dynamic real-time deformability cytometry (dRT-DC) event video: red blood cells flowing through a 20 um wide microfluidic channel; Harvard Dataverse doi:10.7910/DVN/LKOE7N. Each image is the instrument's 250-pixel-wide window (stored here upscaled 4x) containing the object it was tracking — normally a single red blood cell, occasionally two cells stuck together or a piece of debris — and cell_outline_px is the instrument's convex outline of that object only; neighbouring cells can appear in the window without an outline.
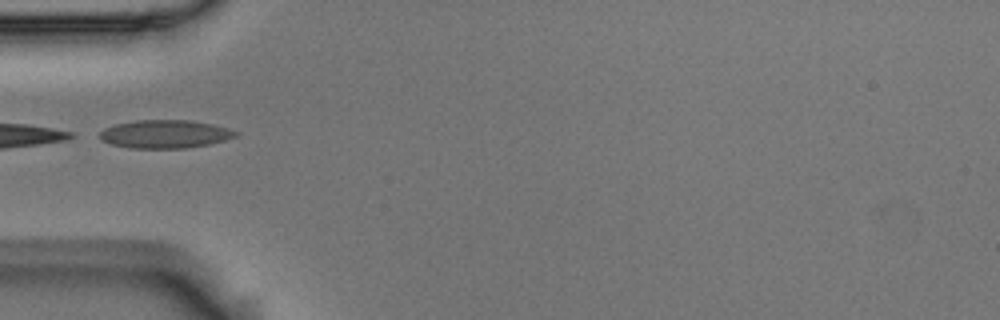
{"species": "Egyptian fruit bat (a non-hibernating species)", "species_latin": "Rousettus aegyptiacus", "temperature_condition": "room temperature", "stored_images_in_passage": 4, "camera_frame_rate_fps": 3000, "um_per_image_px": 0.085, "animal": {"sex": "male"}, "frame": {"image": 1, "passage_image": 1, "time_ms": 0.0, "image_size_px": [1000, 320], "cell_outline_px": [[240, 132], [236, 136], [224, 140], [208, 144], [184, 148], [132, 148], [112, 144], [100, 140], [100, 132], [104, 128], [116, 124], [136, 120], [188, 120], [212, 124], [228, 128]], "centroid_in_image_um": [14.02, 11.39], "position_along_channel_um": 71.0, "area_um2": 22.2}}